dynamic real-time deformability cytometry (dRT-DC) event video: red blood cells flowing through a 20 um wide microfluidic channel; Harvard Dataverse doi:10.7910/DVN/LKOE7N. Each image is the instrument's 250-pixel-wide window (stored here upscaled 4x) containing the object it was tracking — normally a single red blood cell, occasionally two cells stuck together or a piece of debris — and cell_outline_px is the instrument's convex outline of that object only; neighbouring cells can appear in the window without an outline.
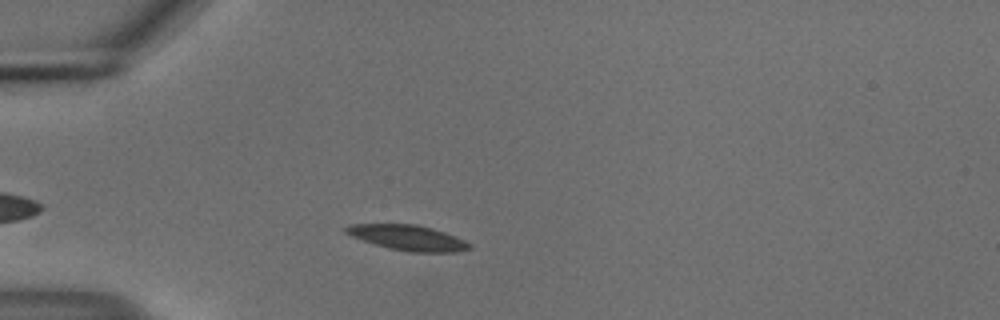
{"species": "common noctule bat (a hibernating species)", "species_latin": "Nyctalus noctula", "temperature_condition": "cold", "stored_images_in_passage": 48, "camera_frame_rate_fps": 3000, "um_per_image_px": 0.085, "animal": {"sex": "male", "body_mass_g": 18.8}, "frame": {"image": 1, "passage_image": 9, "time_ms": 2.667, "image_size_px": [1000, 320], "cell_outline_px": [[472, 248], [456, 252], [412, 252], [388, 248], [352, 236], [344, 232], [344, 228], [352, 224], [416, 224], [432, 228], [444, 232], [464, 240], [472, 244]], "centroid_in_image_um": [34.7, 20.2], "position_along_channel_um": 50.3, "area_um2": 18.03}}
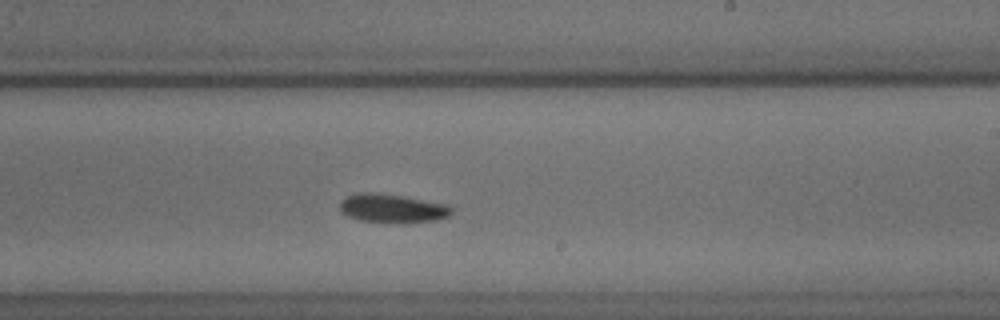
{"frame": {"image": 2, "passage_image": 27, "time_ms": 8.667, "image_size_px": [1000, 320], "cell_outline_px": [[452, 212], [448, 216], [436, 220], [360, 220], [348, 216], [340, 212], [340, 200], [356, 192], [376, 192], [404, 196], [448, 204], [452, 208]], "centroid_in_image_um": [33.3, 17.64], "position_along_channel_um": 255.7, "area_um2": 17.98}}
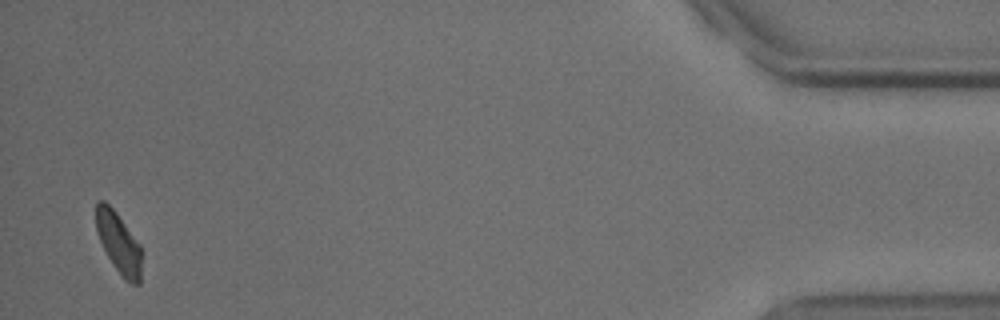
{"frame": {"image": 3, "passage_image": 47, "time_ms": 15.333, "image_size_px": [1000, 320], "cell_outline_px": [[140, 284], [132, 284], [112, 264], [96, 232], [96, 200], [104, 200], [116, 212], [140, 244]], "centroid_in_image_um": [10.06, 20.58], "position_along_channel_um": 425.1, "area_um2": 15.72}, "authors_computed_cell_mechanics": {"area_um2": 18.0047, "velocity_mm_per_s": 3.699, "shape_relaxation_time_tau1_ms": 4.3392, "shape_relaxation_time_tau2_ms": 5.169, "deformation_change_tau1": 0.1027, "deformation_change_tau2": 0.1189}}